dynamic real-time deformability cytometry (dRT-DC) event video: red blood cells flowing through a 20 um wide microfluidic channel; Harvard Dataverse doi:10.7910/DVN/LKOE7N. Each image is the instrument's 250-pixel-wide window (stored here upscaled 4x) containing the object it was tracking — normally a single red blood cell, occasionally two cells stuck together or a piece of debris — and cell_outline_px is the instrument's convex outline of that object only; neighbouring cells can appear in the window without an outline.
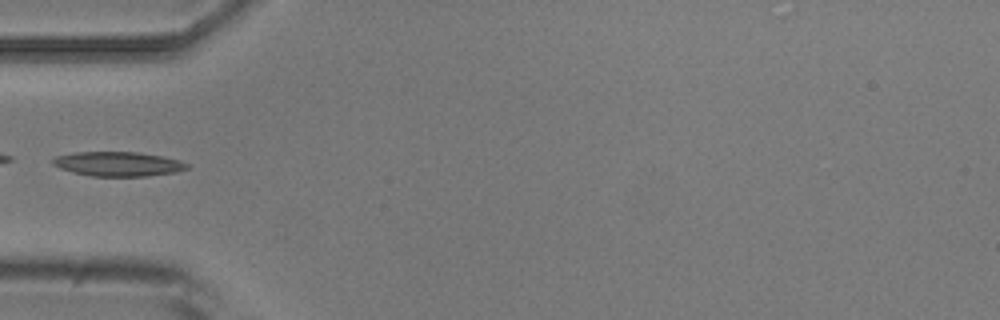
{"species": "common noctule bat (a hibernating species)", "species_latin": "Nyctalus noctula", "temperature_condition": "room temperature", "stored_images_in_passage": 6, "camera_frame_rate_fps": 3000, "um_per_image_px": 0.085, "animal": {"sex": "male", "body_mass_g": 20.5, "forearm_length_mm": 52.5}, "frame": {"image": 1, "passage_image": 5, "time_ms": 5.0, "image_size_px": [1000, 320], "cell_outline_px": [[188, 168], [176, 172], [148, 176], [92, 176], [72, 172], [60, 168], [52, 164], [52, 160], [56, 156], [76, 152], [140, 152], [164, 156], [180, 160], [188, 164]], "centroid_in_image_um": [10.06, 13.93], "position_along_channel_um": 74.9, "area_um2": 19.19}}
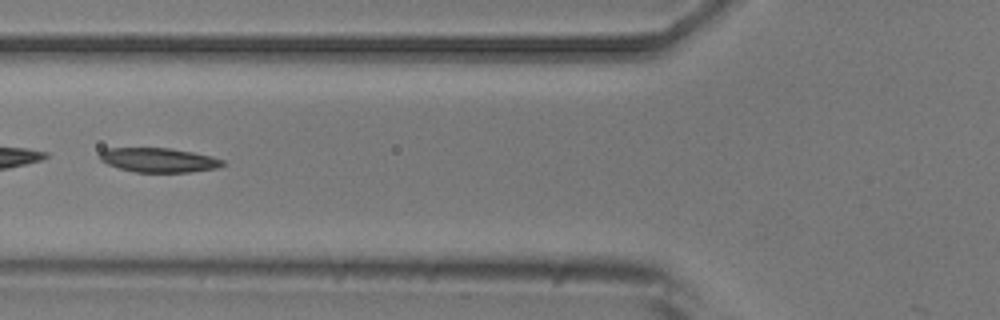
{"frame": {"image": 2, "passage_image": 6, "time_ms": 6.0, "image_size_px": [1000, 320], "cell_outline_px": [[228, 164], [220, 168], [188, 172], [136, 172], [120, 168], [108, 164], [100, 160], [100, 152], [104, 148], [168, 148], [192, 152], [212, 156], [224, 160]], "centroid_in_image_um": [13.55, 13.6], "position_along_channel_um": 112.3, "area_um2": 17.51}}